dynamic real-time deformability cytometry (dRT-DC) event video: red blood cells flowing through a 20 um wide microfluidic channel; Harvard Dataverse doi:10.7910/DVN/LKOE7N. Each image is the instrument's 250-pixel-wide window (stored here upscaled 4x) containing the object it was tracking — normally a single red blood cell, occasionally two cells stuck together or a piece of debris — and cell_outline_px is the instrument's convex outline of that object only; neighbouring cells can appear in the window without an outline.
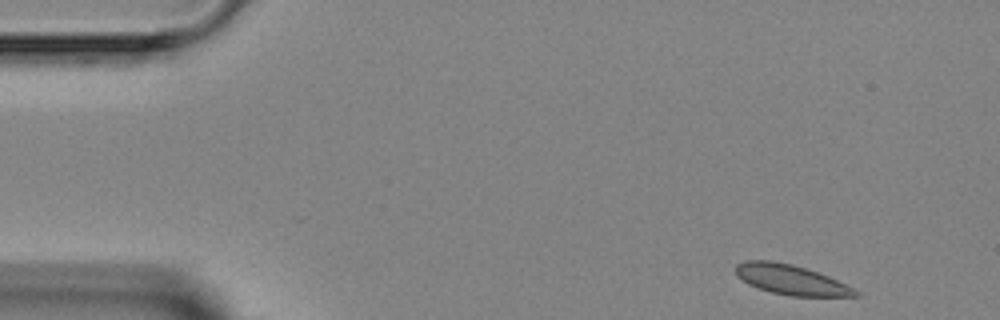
{"species": "Egyptian fruit bat (a non-hibernating species)", "species_latin": "Rousettus aegyptiacus", "temperature_condition": "room temperature", "stored_images_in_passage": 4, "camera_frame_rate_fps": 3000, "um_per_image_px": 0.085, "animal": {"sex": "female"}, "frame": {"image": 1, "passage_image": 1, "time_ms": 0.0, "image_size_px": [1000, 320], "cell_outline_px": [[860, 296], [792, 296], [772, 292], [748, 284], [736, 276], [736, 264], [744, 260], [772, 260], [792, 264], [828, 276], [856, 288], [860, 292]], "centroid_in_image_um": [67.24, 23.77], "position_along_channel_um": 17.8, "area_um2": 20.87}}
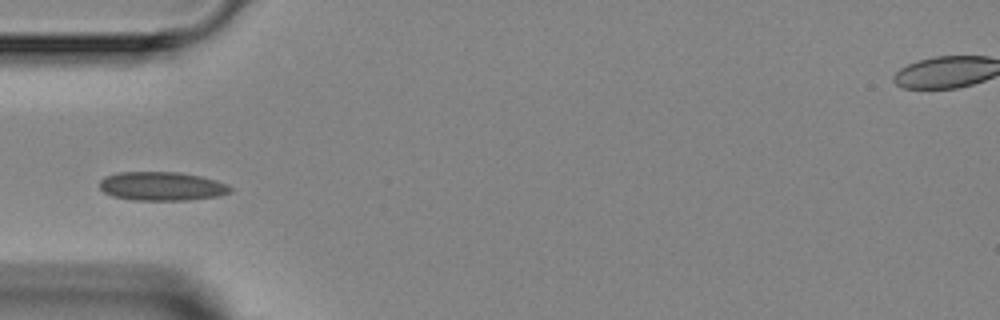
{"frame": {"image": 2, "passage_image": 4, "time_ms": 3.667, "image_size_px": [1000, 320], "cell_outline_px": [[232, 192], [220, 196], [188, 200], [132, 200], [112, 196], [104, 192], [100, 188], [100, 180], [104, 176], [116, 172], [180, 172], [200, 176], [216, 180], [228, 184], [232, 188]], "centroid_in_image_um": [13.76, 15.83], "position_along_channel_um": 71.2, "area_um2": 22.2}}